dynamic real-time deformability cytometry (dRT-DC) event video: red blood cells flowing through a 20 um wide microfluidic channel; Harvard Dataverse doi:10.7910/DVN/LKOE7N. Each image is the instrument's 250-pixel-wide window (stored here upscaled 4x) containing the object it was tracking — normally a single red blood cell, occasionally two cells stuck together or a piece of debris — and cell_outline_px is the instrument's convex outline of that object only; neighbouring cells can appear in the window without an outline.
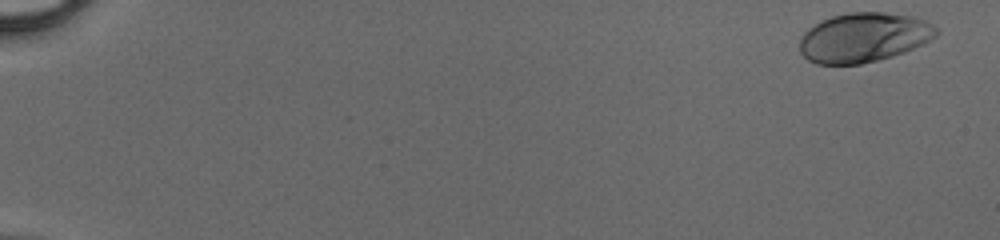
{"species": "human", "species_latin": "Homo sapiens", "temperature_condition": "cold", "stored_images_in_passage": 49, "camera_frame_rate_fps": 3000, "um_per_image_px": 0.085, "donor": {"sex": "male"}, "frame": {"image": 1, "passage_image": 1, "time_ms": 0.0, "image_size_px": [1000, 240], "cell_outline_px": [[940, 32], [936, 36], [924, 44], [904, 52], [892, 56], [860, 64], [816, 64], [808, 60], [800, 52], [800, 36], [808, 28], [820, 20], [832, 16], [852, 12], [884, 12], [912, 16], [924, 20], [940, 28]], "centroid_in_image_um": [73.43, 3.18], "position_along_channel_um": 11.6, "area_um2": 39.65}}
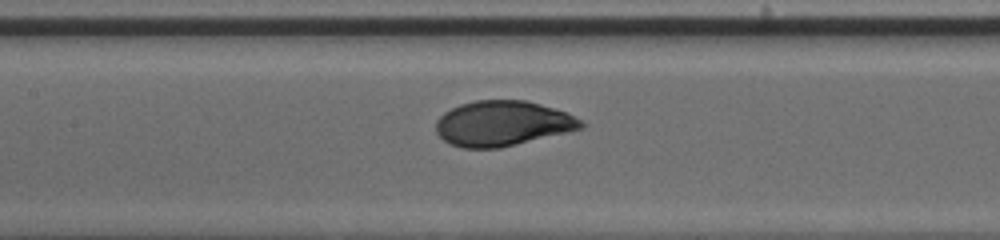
{"frame": {"image": 2, "passage_image": 25, "time_ms": 8.0, "image_size_px": [1000, 240], "cell_outline_px": [[584, 128], [568, 132], [500, 148], [460, 148], [448, 144], [436, 132], [436, 120], [444, 112], [460, 104], [476, 100], [524, 100], [540, 104], [564, 112], [580, 120], [584, 124]], "centroid_in_image_um": [42.67, 10.5], "position_along_channel_um": 164.7, "area_um2": 38.09}}
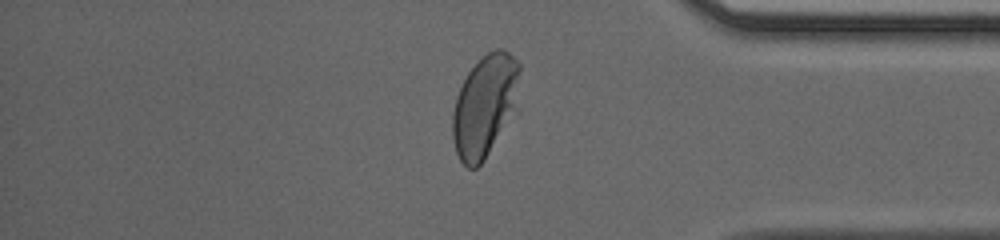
{"frame": {"image": 3, "passage_image": 42, "time_ms": 13.667, "image_size_px": [1000, 240], "cell_outline_px": [[520, 68], [508, 104], [484, 160], [476, 168], [468, 168], [460, 160], [456, 152], [452, 136], [452, 112], [456, 96], [468, 72], [488, 52], [496, 48], [504, 48], [520, 64]], "centroid_in_image_um": [41.02, 8.93], "position_along_channel_um": 394.2, "area_um2": 36.3}}